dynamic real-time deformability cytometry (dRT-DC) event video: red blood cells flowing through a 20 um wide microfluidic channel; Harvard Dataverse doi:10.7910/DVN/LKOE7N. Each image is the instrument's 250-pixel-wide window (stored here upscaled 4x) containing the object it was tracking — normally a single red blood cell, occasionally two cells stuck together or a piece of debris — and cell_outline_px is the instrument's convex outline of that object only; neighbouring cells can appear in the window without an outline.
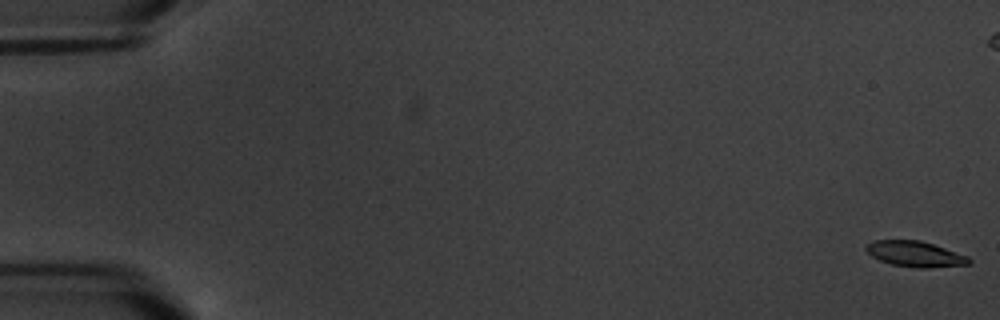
{"species": "common noctule bat (a hibernating species)", "species_latin": "Nyctalus noctula", "temperature_condition": "warm", "stored_images_in_passage": 6, "camera_frame_rate_fps": 3000, "um_per_image_px": 0.085, "animal": {"sex": "male", "body_mass_g": 20.1, "forearm_length_mm": 53.5}, "frame": {"image": 1, "passage_image": 1, "time_ms": 0.0, "image_size_px": [1000, 320], "cell_outline_px": [[972, 264], [928, 268], [920, 268], [892, 264], [880, 260], [872, 256], [864, 248], [868, 244], [876, 240], [920, 240], [968, 256], [972, 260]], "centroid_in_image_um": [77.82, 21.59], "position_along_channel_um": 7.2, "area_um2": 15.2}}